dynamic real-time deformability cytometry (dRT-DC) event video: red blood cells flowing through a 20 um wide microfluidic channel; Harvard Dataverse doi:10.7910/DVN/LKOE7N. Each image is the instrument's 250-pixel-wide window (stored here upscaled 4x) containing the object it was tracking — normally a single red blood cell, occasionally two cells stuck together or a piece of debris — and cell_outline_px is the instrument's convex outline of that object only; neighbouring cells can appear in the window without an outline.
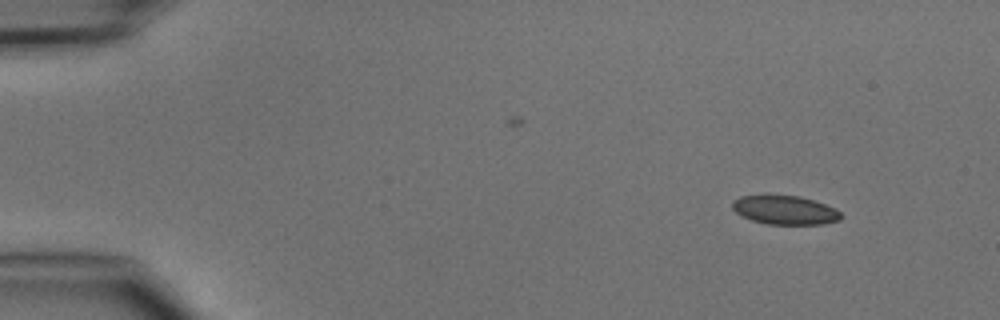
{"species": "common noctule bat (a hibernating species)", "species_latin": "Nyctalus noctula", "temperature_condition": "cold", "stored_images_in_passage": 2, "camera_frame_rate_fps": 3000, "um_per_image_px": 0.085, "animal": {"sex": "male", "body_mass_g": 15.6}, "frame": {"image": 1, "passage_image": 2, "time_ms": 2.0, "image_size_px": [1000, 320], "cell_outline_px": [[844, 216], [840, 220], [824, 224], [768, 224], [752, 220], [736, 212], [732, 208], [732, 200], [740, 196], [764, 192], [768, 192], [800, 196], [836, 208]], "centroid_in_image_um": [66.69, 17.8], "position_along_channel_um": 18.3, "area_um2": 19.02}}